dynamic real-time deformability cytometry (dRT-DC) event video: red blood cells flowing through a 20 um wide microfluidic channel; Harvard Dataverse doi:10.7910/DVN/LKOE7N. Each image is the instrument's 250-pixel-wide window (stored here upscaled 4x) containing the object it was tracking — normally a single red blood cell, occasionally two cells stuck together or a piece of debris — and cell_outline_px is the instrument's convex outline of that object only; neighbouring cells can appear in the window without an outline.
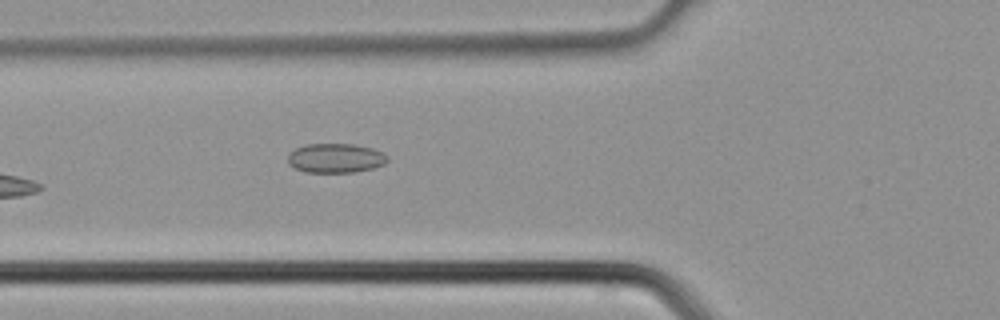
{"species": "common noctule bat (a hibernating species)", "species_latin": "Nyctalus noctula", "temperature_condition": "cold", "stored_images_in_passage": 5, "camera_frame_rate_fps": 3000, "um_per_image_px": 0.085, "animal": {"sex": "male", "body_mass_g": 21.5, "forearm_length_mm": 52.0}, "frame": {"image": 1, "passage_image": 4, "time_ms": 1.0, "image_size_px": [1000, 320], "cell_outline_px": [[388, 160], [384, 164], [372, 168], [352, 172], [304, 172], [288, 164], [288, 152], [304, 144], [352, 144], [372, 148], [388, 156]], "centroid_in_image_um": [28.48, 13.43], "position_along_channel_um": 97.3, "area_um2": 16.99}}